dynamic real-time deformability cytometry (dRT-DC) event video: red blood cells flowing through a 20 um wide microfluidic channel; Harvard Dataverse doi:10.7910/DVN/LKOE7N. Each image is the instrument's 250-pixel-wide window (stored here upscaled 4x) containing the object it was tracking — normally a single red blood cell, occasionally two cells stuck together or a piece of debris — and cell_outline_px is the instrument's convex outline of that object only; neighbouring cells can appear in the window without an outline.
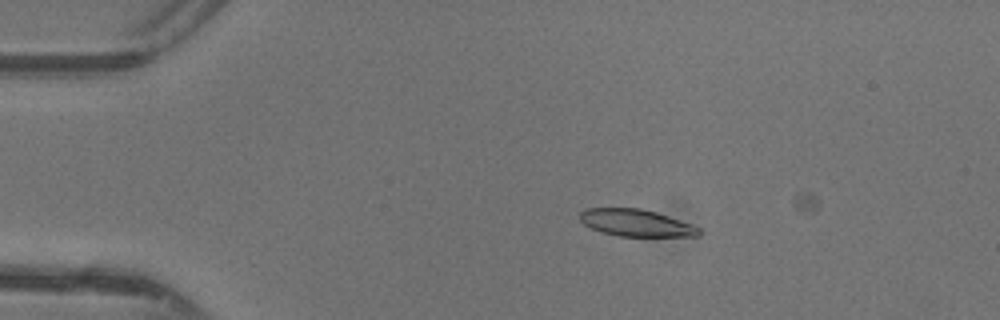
{"species": "common noctule bat (a hibernating species)", "species_latin": "Nyctalus noctula", "temperature_condition": "warm", "stored_images_in_passage": 7, "camera_frame_rate_fps": 3000, "um_per_image_px": 0.085, "animal": {"sex": "female"}, "frame": {"image": 1, "passage_image": 2, "time_ms": 0.333, "image_size_px": [1000, 320], "cell_outline_px": [[700, 236], [620, 236], [604, 232], [592, 228], [584, 224], [580, 220], [580, 212], [584, 208], [640, 208], [656, 212], [692, 224], [700, 228]], "centroid_in_image_um": [54.07, 18.93], "position_along_channel_um": 30.9, "area_um2": 18.61}}